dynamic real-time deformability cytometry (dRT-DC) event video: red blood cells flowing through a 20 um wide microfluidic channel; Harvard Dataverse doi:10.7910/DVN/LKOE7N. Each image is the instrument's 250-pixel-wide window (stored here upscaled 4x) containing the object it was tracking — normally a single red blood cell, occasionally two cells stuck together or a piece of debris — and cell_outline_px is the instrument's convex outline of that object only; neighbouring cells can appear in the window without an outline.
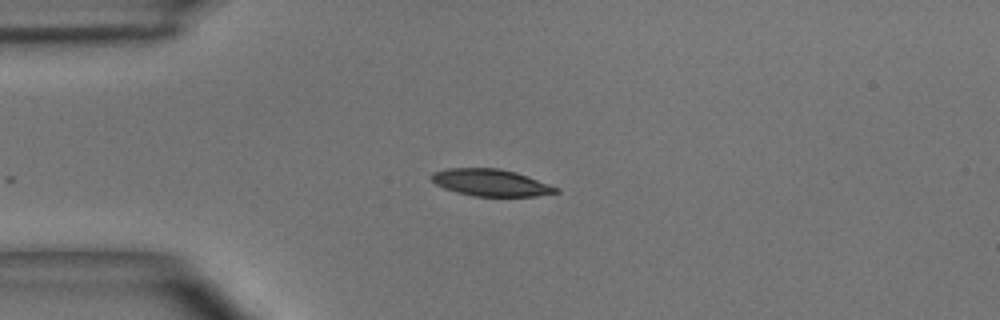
{"species": "common noctule bat (a hibernating species)", "species_latin": "Nyctalus noctula", "temperature_condition": "room temperature", "stored_images_in_passage": 21, "camera_frame_rate_fps": 3000, "um_per_image_px": 0.085, "animal": {"sex": "male", "body_mass_g": 15.6}, "frame": {"image": 1, "passage_image": 1, "time_ms": 0.0, "image_size_px": [1000, 320], "cell_outline_px": [[560, 192], [536, 196], [472, 196], [456, 192], [444, 188], [436, 184], [428, 176], [432, 172], [448, 168], [500, 168], [516, 172], [560, 188]], "centroid_in_image_um": [41.7, 15.52], "position_along_channel_um": 43.3, "area_um2": 19.65}}
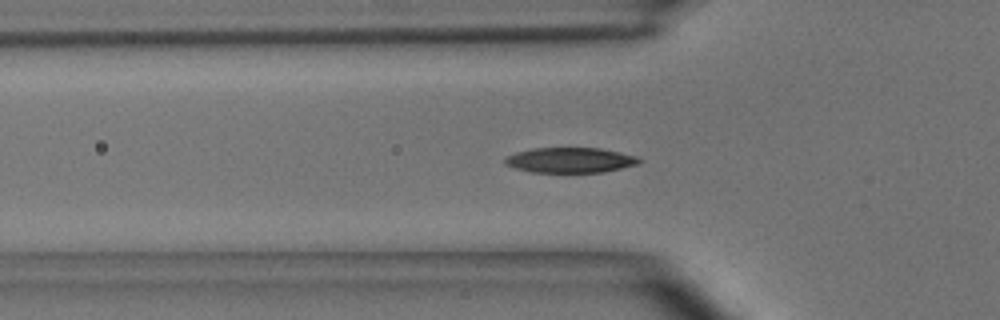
{"frame": {"image": 2, "passage_image": 5, "time_ms": 1.333, "image_size_px": [1000, 320], "cell_outline_px": [[644, 160], [640, 164], [604, 172], [532, 172], [516, 168], [504, 164], [504, 160], [508, 156], [516, 152], [532, 148], [600, 148], [640, 156]], "centroid_in_image_um": [48.55, 13.61], "position_along_channel_um": 77.3, "area_um2": 19.88}}
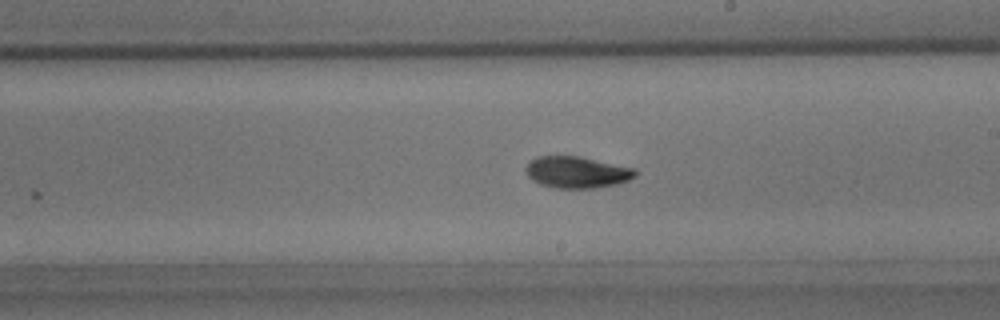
{"frame": {"image": 3, "passage_image": 17, "time_ms": 5.333, "image_size_px": [1000, 320], "cell_outline_px": [[636, 176], [628, 180], [616, 184], [596, 188], [556, 188], [540, 184], [532, 180], [528, 176], [524, 168], [536, 156], [580, 156], [636, 168]], "centroid_in_image_um": [49.04, 14.63], "position_along_channel_um": 240.0, "area_um2": 20.23}}